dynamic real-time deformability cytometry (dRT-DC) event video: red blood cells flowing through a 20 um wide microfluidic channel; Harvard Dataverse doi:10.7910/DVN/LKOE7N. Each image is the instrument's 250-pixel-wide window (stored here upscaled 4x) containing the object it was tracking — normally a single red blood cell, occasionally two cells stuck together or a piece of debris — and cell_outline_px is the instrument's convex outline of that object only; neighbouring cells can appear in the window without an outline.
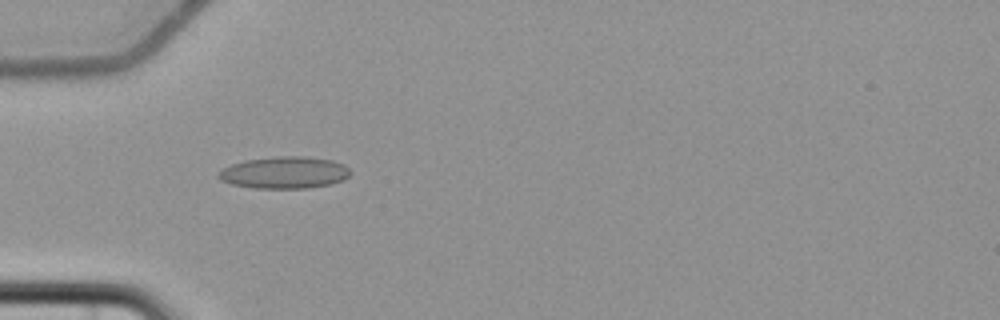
{"species": "common noctule bat (a hibernating species)", "species_latin": "Nyctalus noctula", "temperature_condition": "cold", "stored_images_in_passage": 8, "camera_frame_rate_fps": 3000, "um_per_image_px": 0.085, "animal": {"sex": "female", "body_mass_g": 22.7, "forearm_length_mm": 54.2}, "frame": {"image": 1, "passage_image": 6, "time_ms": 6.333, "image_size_px": [1000, 320], "cell_outline_px": [[352, 172], [344, 180], [332, 184], [308, 188], [256, 188], [232, 184], [220, 180], [216, 176], [224, 168], [232, 164], [244, 160], [276, 156], [304, 156], [332, 160], [344, 164]], "centroid_in_image_um": [24.21, 14.66], "position_along_channel_um": 60.8, "area_um2": 24.62}}
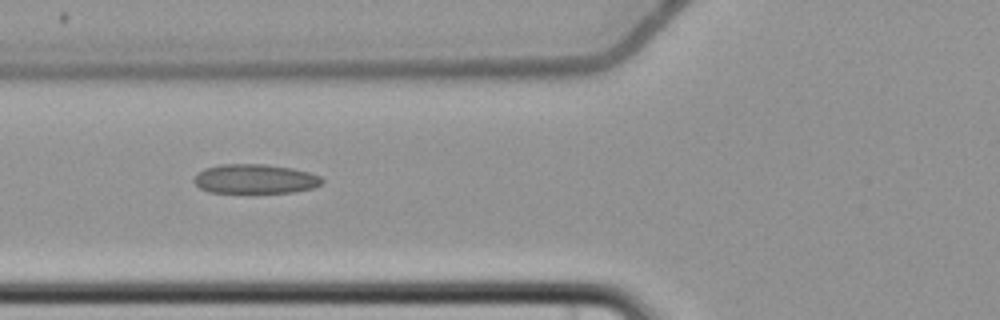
{"frame": {"image": 2, "passage_image": 7, "time_ms": 7.667, "image_size_px": [1000, 320], "cell_outline_px": [[324, 180], [320, 184], [312, 188], [292, 192], [208, 192], [200, 188], [192, 180], [196, 172], [204, 168], [220, 164], [264, 164], [292, 168], [308, 172], [320, 176]], "centroid_in_image_um": [21.63, 15.19], "position_along_channel_um": 104.2, "area_um2": 21.91}}
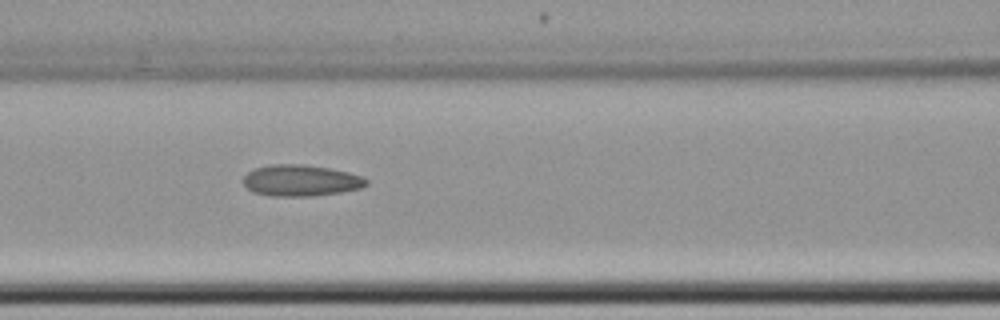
{"frame": {"image": 3, "passage_image": 8, "time_ms": 8.667, "image_size_px": [1000, 320], "cell_outline_px": [[368, 184], [360, 188], [340, 192], [312, 196], [268, 196], [252, 192], [244, 184], [244, 176], [248, 172], [256, 168], [272, 164], [300, 164], [328, 168], [348, 172], [360, 176], [368, 180]], "centroid_in_image_um": [25.55, 15.35], "position_along_channel_um": 141.0, "area_um2": 22.31}}